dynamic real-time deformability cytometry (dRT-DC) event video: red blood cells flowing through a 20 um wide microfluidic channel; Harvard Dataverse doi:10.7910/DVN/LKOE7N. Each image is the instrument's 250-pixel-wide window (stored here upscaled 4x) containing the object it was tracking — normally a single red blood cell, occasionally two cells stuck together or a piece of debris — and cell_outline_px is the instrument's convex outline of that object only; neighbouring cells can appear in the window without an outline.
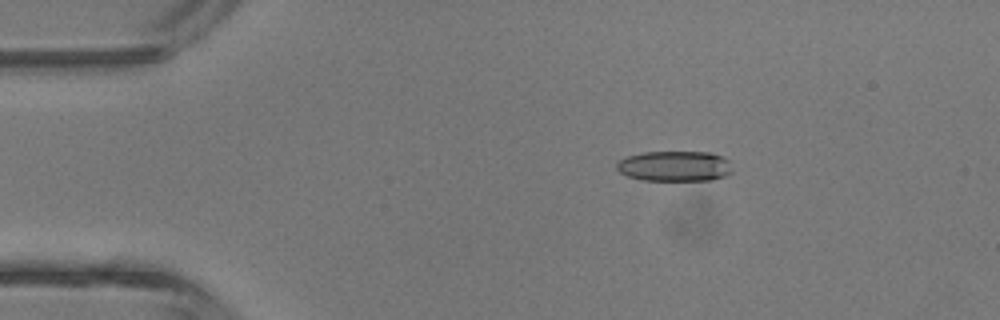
{"species": "common noctule bat (a hibernating species)", "species_latin": "Nyctalus noctula", "temperature_condition": "room temperature", "stored_images_in_passage": 5, "camera_frame_rate_fps": 3000, "um_per_image_px": 0.085, "animal": {"sex": "male", "body_mass_g": 13.3}, "frame": {"image": 1, "passage_image": 3, "time_ms": 2.333, "image_size_px": [1000, 320], "cell_outline_px": [[732, 172], [724, 176], [712, 180], [640, 180], [628, 176], [620, 172], [616, 168], [616, 164], [620, 160], [628, 156], [644, 152], [712, 152], [724, 156], [728, 160]], "centroid_in_image_um": [57.36, 14.12], "position_along_channel_um": 27.6, "area_um2": 20.52}}